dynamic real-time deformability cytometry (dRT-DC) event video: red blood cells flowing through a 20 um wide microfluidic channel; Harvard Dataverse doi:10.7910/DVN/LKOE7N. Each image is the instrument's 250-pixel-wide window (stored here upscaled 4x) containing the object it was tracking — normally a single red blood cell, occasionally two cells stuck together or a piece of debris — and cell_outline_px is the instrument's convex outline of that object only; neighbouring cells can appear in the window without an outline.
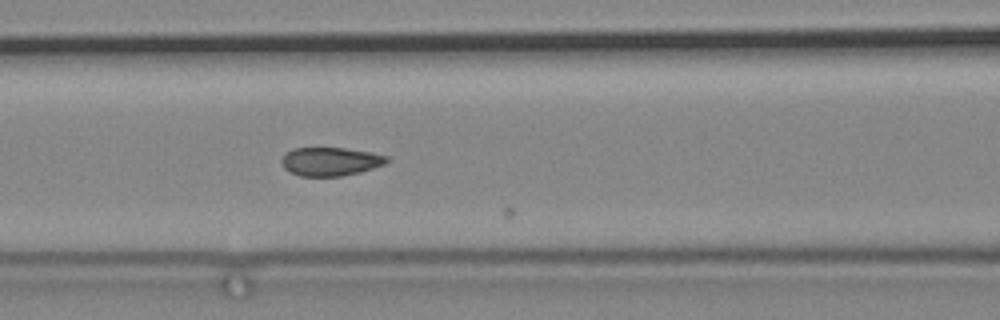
{"species": "common noctule bat (a hibernating species)", "species_latin": "Nyctalus noctula", "temperature_condition": "cold", "stored_images_in_passage": 11, "camera_frame_rate_fps": 3000, "um_per_image_px": 0.085, "animal": {"sex": "male", "body_mass_g": 19.2, "forearm_length_mm": 51.8}, "frame": {"image": 1, "passage_image": 9, "time_ms": 2.667, "image_size_px": [1000, 320], "cell_outline_px": [[388, 160], [384, 164], [360, 172], [340, 176], [300, 176], [284, 168], [280, 160], [284, 152], [292, 148], [344, 148], [372, 152], [388, 156]], "centroid_in_image_um": [28.05, 13.71], "position_along_channel_um": 138.5, "area_um2": 17.51}}